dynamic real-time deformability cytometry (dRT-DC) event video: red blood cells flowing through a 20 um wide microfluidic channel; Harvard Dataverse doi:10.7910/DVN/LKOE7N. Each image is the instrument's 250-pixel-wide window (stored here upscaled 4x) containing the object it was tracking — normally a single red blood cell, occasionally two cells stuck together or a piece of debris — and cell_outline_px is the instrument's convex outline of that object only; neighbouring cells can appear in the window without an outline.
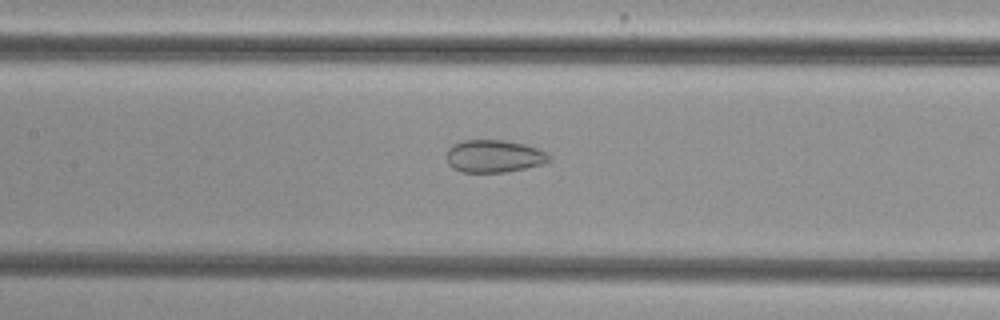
{"species": "common noctule bat (a hibernating species)", "species_latin": "Nyctalus noctula", "temperature_condition": "cold", "stored_images_in_passage": 41, "camera_frame_rate_fps": 3000, "um_per_image_px": 0.085, "animal": {"sex": "female", "body_mass_g": 29.2, "forearm_length_mm": 56.3}, "frame": {"image": 1, "passage_image": 13, "time_ms": 4.0, "image_size_px": [1000, 320], "cell_outline_px": [[552, 160], [544, 164], [504, 172], [460, 172], [452, 168], [448, 164], [448, 148], [452, 144], [464, 140], [504, 140], [524, 144], [548, 152], [552, 156]], "centroid_in_image_um": [42.02, 13.27], "position_along_channel_um": 165.4, "area_um2": 19.59}}
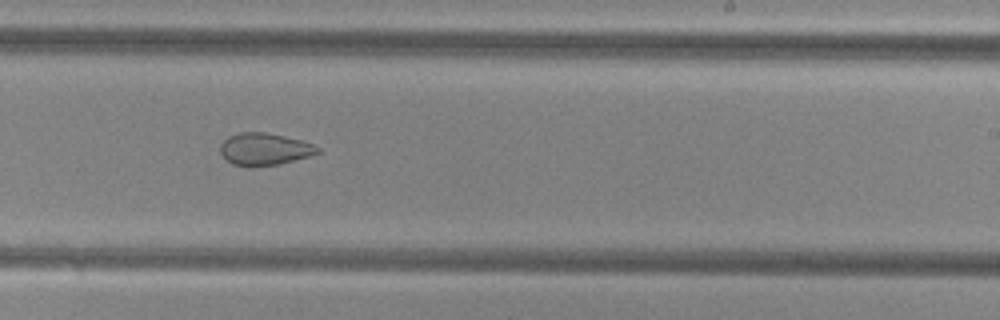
{"frame": {"image": 2, "passage_image": 21, "time_ms": 6.667, "image_size_px": [1000, 320], "cell_outline_px": [[320, 152], [308, 156], [280, 164], [252, 168], [232, 164], [220, 152], [220, 144], [228, 136], [240, 132], [264, 132], [284, 136], [300, 140], [312, 144], [320, 148]], "centroid_in_image_um": [22.45, 12.69], "position_along_channel_um": 266.5, "area_um2": 18.32}}
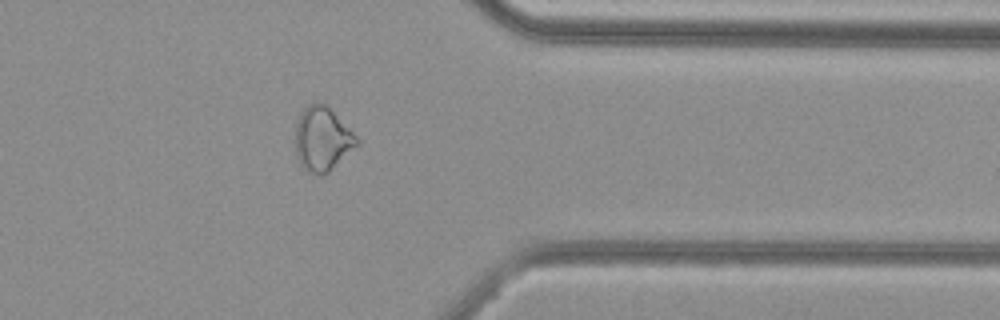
{"frame": {"image": 3, "passage_image": 31, "time_ms": 10.0, "image_size_px": [1000, 320], "cell_outline_px": [[360, 144], [324, 176], [320, 176], [308, 172], [300, 164], [296, 156], [292, 140], [296, 124], [300, 112], [308, 104], [316, 100], [324, 104], [360, 140]], "centroid_in_image_um": [27.34, 11.84], "position_along_channel_um": 384.1, "area_um2": 23.41}}